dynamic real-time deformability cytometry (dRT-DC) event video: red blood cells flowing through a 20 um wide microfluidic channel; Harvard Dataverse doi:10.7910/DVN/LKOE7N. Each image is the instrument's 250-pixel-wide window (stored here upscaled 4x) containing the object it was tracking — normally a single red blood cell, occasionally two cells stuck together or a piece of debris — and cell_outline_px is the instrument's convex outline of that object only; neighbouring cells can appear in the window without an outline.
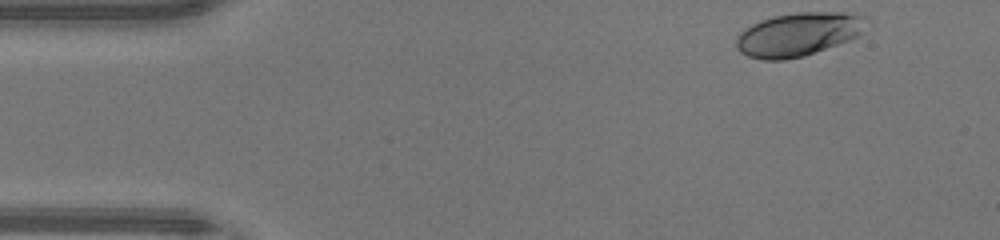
{"species": "human", "species_latin": "Homo sapiens", "temperature_condition": "warm", "stored_images_in_passage": 39, "camera_frame_rate_fps": 3000, "um_per_image_px": 0.085, "donor": {"sex": "male"}, "frame": {"image": 1, "passage_image": 1, "time_ms": 0.0, "image_size_px": [1000, 240], "cell_outline_px": [[868, 16], [860, 32], [856, 36], [848, 40], [804, 56], [784, 60], [764, 60], [748, 56], [740, 52], [736, 48], [736, 40], [740, 32], [752, 24], [760, 20], [772, 16], [796, 12], [844, 12]], "centroid_in_image_um": [67.81, 2.91], "position_along_channel_um": 17.2, "area_um2": 32.83}}
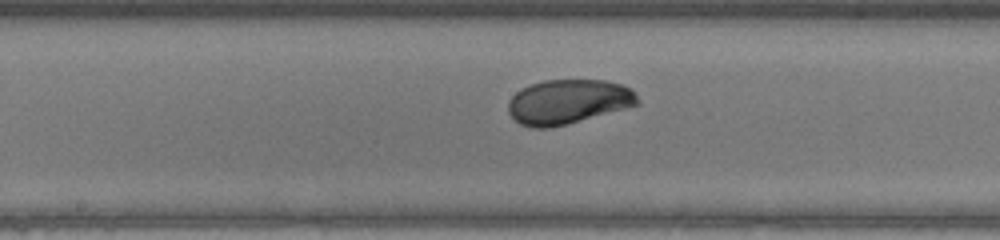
{"frame": {"image": 2, "passage_image": 20, "time_ms": 6.333, "image_size_px": [1000, 240], "cell_outline_px": [[640, 104], [568, 124], [548, 128], [532, 128], [520, 124], [508, 112], [508, 100], [520, 88], [544, 80], [604, 80], [624, 84], [640, 100]], "centroid_in_image_um": [48.27, 8.65], "position_along_channel_um": 199.9, "area_um2": 33.58}}
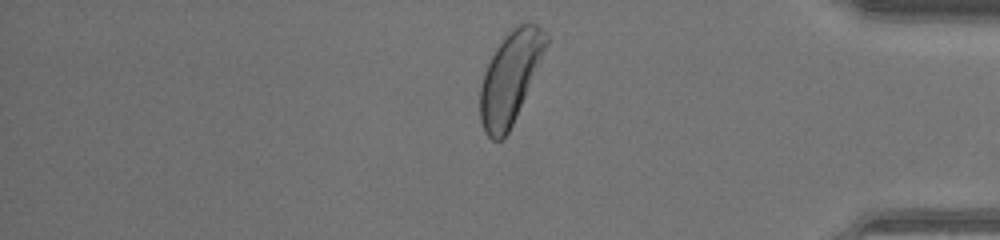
{"frame": {"image": 3, "passage_image": 35, "time_ms": 11.333, "image_size_px": [1000, 240], "cell_outline_px": [[548, 44], [512, 124], [508, 132], [500, 140], [492, 140], [484, 132], [480, 120], [480, 88], [484, 72], [496, 48], [504, 36], [516, 24], [536, 24], [548, 36]], "centroid_in_image_um": [43.34, 6.59], "position_along_channel_um": 391.9, "area_um2": 34.39}, "authors_computed_cell_mechanics": {"area_um2": 33.2928, "velocity_mm_per_s": 4.4426, "shape_relaxation_time_tau1_ms": 2.0148, "shape_relaxation_time_tau2_ms": null, "deformation_change_tau1": 0.1156, "deformation_change_tau2": null}}